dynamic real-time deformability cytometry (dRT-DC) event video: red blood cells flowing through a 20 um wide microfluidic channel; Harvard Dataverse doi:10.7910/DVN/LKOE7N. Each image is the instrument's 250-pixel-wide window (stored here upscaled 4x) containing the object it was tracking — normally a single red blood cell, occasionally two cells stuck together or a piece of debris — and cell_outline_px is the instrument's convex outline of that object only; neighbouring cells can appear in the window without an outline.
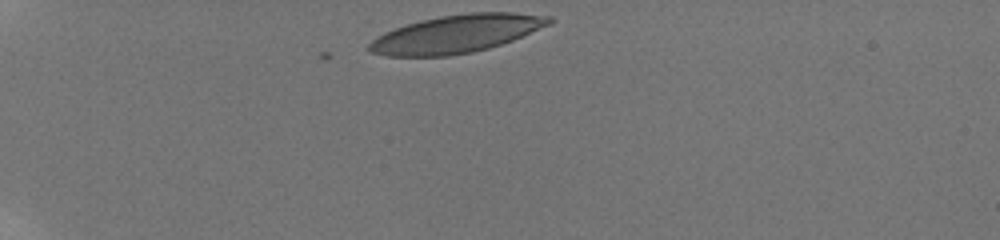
{"species": "human", "species_latin": "Homo sapiens", "temperature_condition": "room temperature", "stored_images_in_passage": 37, "camera_frame_rate_fps": 3000, "um_per_image_px": 0.085, "donor": {"sex": "male"}, "frame": {"image": 1, "passage_image": 1, "time_ms": 0.0, "image_size_px": [1000, 240], "cell_outline_px": [[556, 20], [552, 24], [512, 40], [488, 48], [472, 52], [448, 56], [388, 56], [372, 52], [368, 48], [368, 44], [376, 36], [384, 32], [408, 24], [440, 16], [472, 12], [512, 12], [552, 16]], "centroid_in_image_um": [38.85, 2.87], "position_along_channel_um": 46.1, "area_um2": 39.59}}
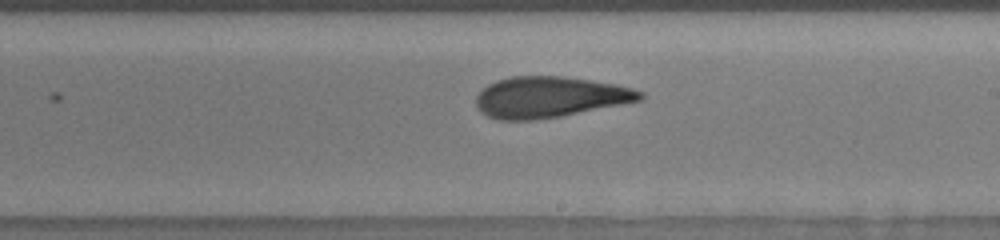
{"frame": {"image": 2, "passage_image": 21, "time_ms": 6.667, "image_size_px": [1000, 240], "cell_outline_px": [[644, 96], [640, 100], [560, 116], [536, 120], [500, 120], [488, 116], [480, 112], [476, 104], [476, 96], [488, 84], [496, 80], [512, 76], [560, 76], [592, 80], [616, 84], [632, 88], [644, 92]], "centroid_in_image_um": [46.69, 8.25], "position_along_channel_um": 242.3, "area_um2": 38.96}}
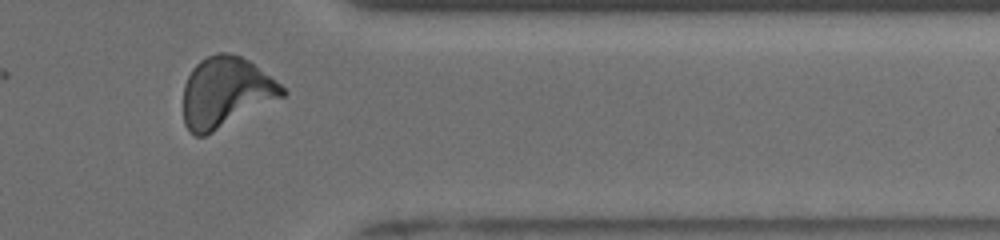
{"frame": {"image": 3, "passage_image": 33, "time_ms": 10.667, "image_size_px": [1000, 240], "cell_outline_px": [[288, 92], [284, 96], [204, 136], [196, 136], [184, 124], [184, 84], [192, 68], [200, 60], [216, 52], [228, 52], [240, 56], [248, 60], [280, 84]], "centroid_in_image_um": [19.17, 7.82], "position_along_channel_um": 392.2, "area_um2": 40.06}, "authors_computed_cell_mechanics": {"area_um2": 39.3618, "velocity_mm_per_s": 3.8426, "shape_relaxation_time_tau1_ms": 6.8617, "shape_relaxation_time_tau2_ms": 1.9001, "deformation_change_tau1": 0.1998, "deformation_change_tau2": 0.1137}}